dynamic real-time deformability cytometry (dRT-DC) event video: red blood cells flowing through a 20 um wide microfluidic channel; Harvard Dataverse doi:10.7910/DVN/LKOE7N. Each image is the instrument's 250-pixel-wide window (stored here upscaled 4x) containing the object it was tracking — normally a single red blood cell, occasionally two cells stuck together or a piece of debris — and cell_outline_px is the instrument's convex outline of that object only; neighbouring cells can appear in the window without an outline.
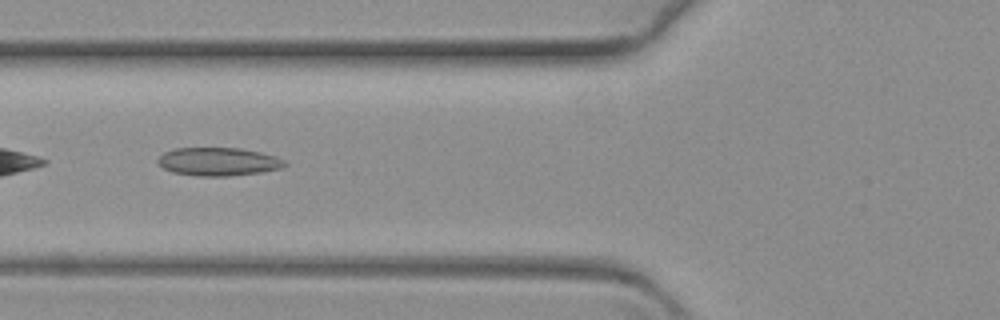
{"species": "common noctule bat (a hibernating species)", "species_latin": "Nyctalus noctula", "temperature_condition": "warm", "stored_images_in_passage": 44, "camera_frame_rate_fps": 3000, "um_per_image_px": 0.085, "animal": {"sex": "female", "body_mass_g": 19.3, "forearm_length_mm": 54.1}, "frame": {"image": 1, "passage_image": 5, "time_ms": 1.333, "image_size_px": [1000, 320], "cell_outline_px": [[288, 164], [280, 168], [260, 172], [228, 176], [196, 176], [172, 172], [164, 168], [156, 160], [164, 152], [176, 148], [240, 148], [260, 152], [276, 156], [284, 160]], "centroid_in_image_um": [18.55, 13.74], "position_along_channel_um": 107.2, "area_um2": 20.81}}
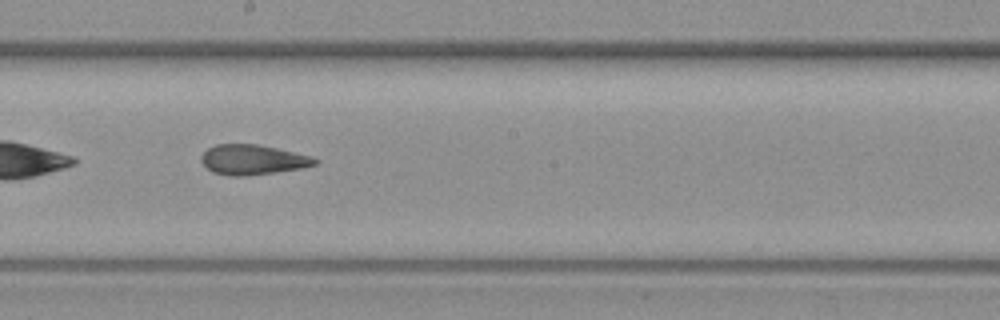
{"frame": {"image": 2, "passage_image": 16, "time_ms": 5.0, "image_size_px": [1000, 320], "cell_outline_px": [[320, 160], [316, 164], [300, 168], [276, 172], [244, 176], [228, 176], [212, 172], [200, 160], [200, 156], [208, 148], [216, 144], [256, 144], [276, 148], [312, 156]], "centroid_in_image_um": [21.46, 13.57], "position_along_channel_um": 226.7, "area_um2": 19.83}}
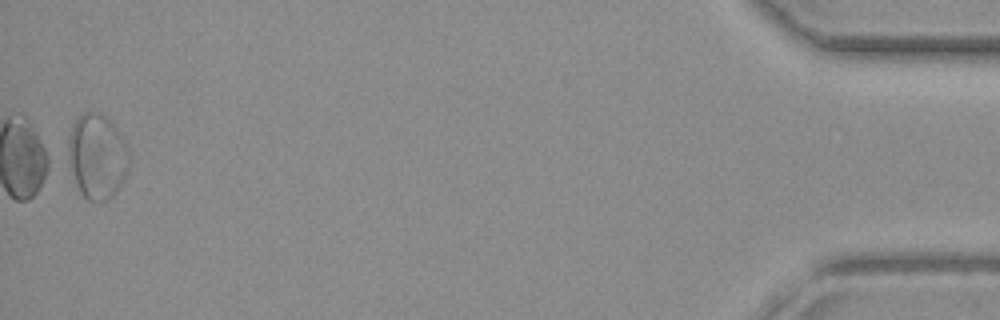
{"frame": {"image": 3, "passage_image": 43, "time_ms": 14.0, "image_size_px": [1000, 320], "cell_outline_px": [[132, 156], [128, 172], [124, 180], [116, 192], [112, 196], [104, 200], [88, 200], [80, 192], [76, 184], [64, 156], [72, 124], [80, 112], [100, 112], [108, 116], [124, 140]], "centroid_in_image_um": [8.24, 13.25], "position_along_channel_um": 427.0, "area_um2": 31.21}}